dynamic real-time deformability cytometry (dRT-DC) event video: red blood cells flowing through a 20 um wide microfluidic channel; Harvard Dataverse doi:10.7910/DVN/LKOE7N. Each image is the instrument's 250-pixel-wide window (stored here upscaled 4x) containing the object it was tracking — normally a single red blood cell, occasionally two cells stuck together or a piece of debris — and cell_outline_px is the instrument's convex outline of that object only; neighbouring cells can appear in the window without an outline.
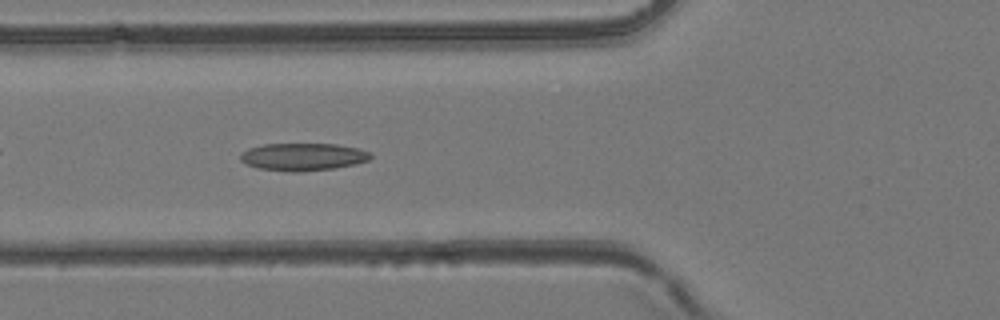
{"species": "common noctule bat (a hibernating species)", "species_latin": "Nyctalus noctula", "temperature_condition": "room temperature", "stored_images_in_passage": 34, "camera_frame_rate_fps": 3000, "um_per_image_px": 0.085, "animal": {"sex": "female", "body_mass_g": 24.6, "forearm_length_mm": 56.2}, "frame": {"image": 1, "passage_image": 6, "time_ms": 1.667, "image_size_px": [1000, 320], "cell_outline_px": [[372, 156], [368, 160], [352, 164], [332, 168], [300, 172], [292, 172], [260, 168], [248, 164], [240, 160], [240, 156], [248, 148], [264, 144], [336, 144], [356, 148], [368, 152]], "centroid_in_image_um": [25.73, 13.32], "position_along_channel_um": 100.1, "area_um2": 20.46}}
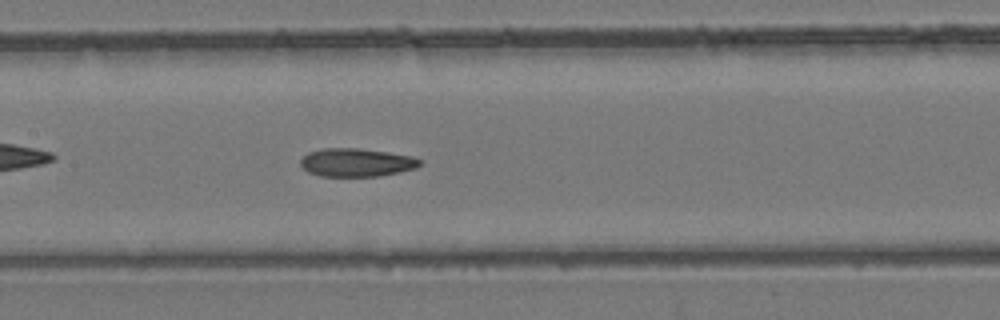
{"frame": {"image": 2, "passage_image": 11, "time_ms": 3.333, "image_size_px": [1000, 320], "cell_outline_px": [[420, 164], [416, 168], [400, 172], [380, 176], [320, 176], [308, 172], [300, 164], [300, 160], [308, 152], [324, 148], [356, 148], [412, 156], [420, 160]], "centroid_in_image_um": [30.27, 13.82], "position_along_channel_um": 177.1, "area_um2": 19.48}}
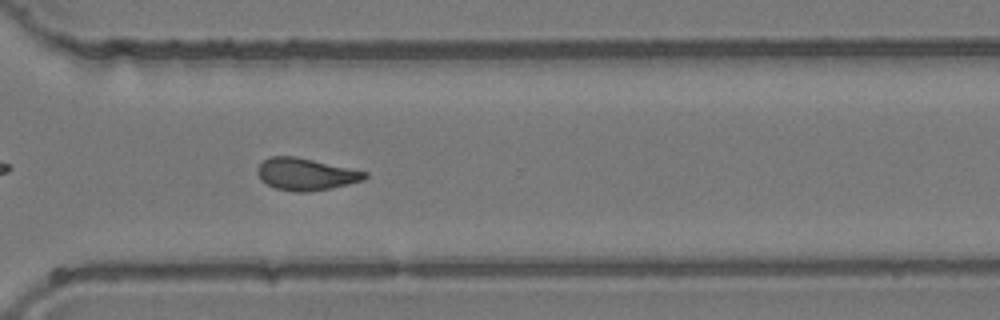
{"frame": {"image": 3, "passage_image": 22, "time_ms": 7.0, "image_size_px": [1000, 320], "cell_outline_px": [[368, 176], [364, 180], [332, 188], [304, 192], [296, 192], [276, 188], [260, 180], [256, 172], [256, 168], [264, 160], [272, 156], [296, 156], [368, 172]], "centroid_in_image_um": [25.99, 14.8], "position_along_channel_um": 344.6, "area_um2": 20.06}}